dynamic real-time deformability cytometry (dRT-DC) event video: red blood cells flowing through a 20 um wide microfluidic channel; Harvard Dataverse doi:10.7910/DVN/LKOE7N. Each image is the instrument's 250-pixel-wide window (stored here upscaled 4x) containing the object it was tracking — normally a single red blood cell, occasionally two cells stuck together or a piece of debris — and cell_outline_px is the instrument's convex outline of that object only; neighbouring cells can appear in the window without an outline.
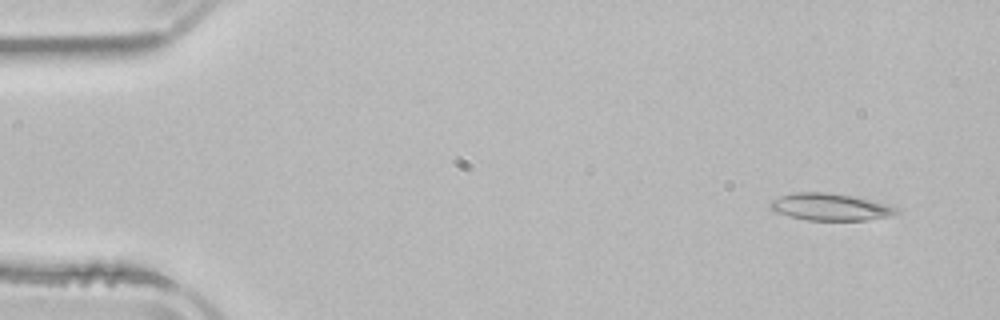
{"species": "common noctule bat (a hibernating species)", "species_latin": "Nyctalus noctula", "temperature_condition": "room temperature", "stored_images_in_passage": 5, "segment_of_instrument_passage": [2, 2], "camera_frame_rate_fps": 3000, "um_per_image_px": 0.085, "animal": {"sex": "male", "body_mass_g": 21.5, "forearm_length_mm": 52.0}, "frame": {"image": 1, "passage_image": 5, "time_ms": 6.333, "image_size_px": [1000, 320], "cell_outline_px": [[900, 212], [888, 216], [864, 220], [808, 220], [776, 212], [768, 208], [768, 204], [772, 200], [780, 196], [792, 192], [824, 192], [852, 196], [900, 208]], "centroid_in_image_um": [70.52, 17.58], "position_along_channel_um": 14.5, "area_um2": 19.65}}